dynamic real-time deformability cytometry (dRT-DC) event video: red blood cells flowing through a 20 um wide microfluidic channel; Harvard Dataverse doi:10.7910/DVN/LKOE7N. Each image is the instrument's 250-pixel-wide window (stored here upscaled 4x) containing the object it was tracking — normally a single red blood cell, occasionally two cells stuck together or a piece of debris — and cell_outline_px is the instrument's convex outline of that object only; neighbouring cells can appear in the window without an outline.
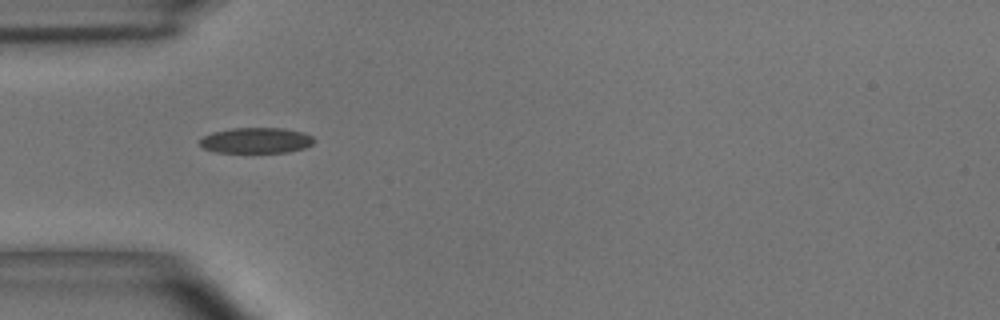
{"species": "common noctule bat (a hibernating species)", "species_latin": "Nyctalus noctula", "temperature_condition": "room temperature", "stored_images_in_passage": 23, "camera_frame_rate_fps": 3000, "um_per_image_px": 0.085, "animal": {"sex": "male", "body_mass_g": 15.6}, "frame": {"image": 1, "passage_image": 4, "time_ms": 1.0, "image_size_px": [1000, 320], "cell_outline_px": [[316, 140], [312, 144], [304, 148], [288, 152], [216, 152], [204, 148], [200, 144], [200, 140], [204, 136], [212, 132], [232, 128], [284, 128], [304, 132], [312, 136]], "centroid_in_image_um": [21.81, 11.93], "position_along_channel_um": 63.2, "area_um2": 17.05}}
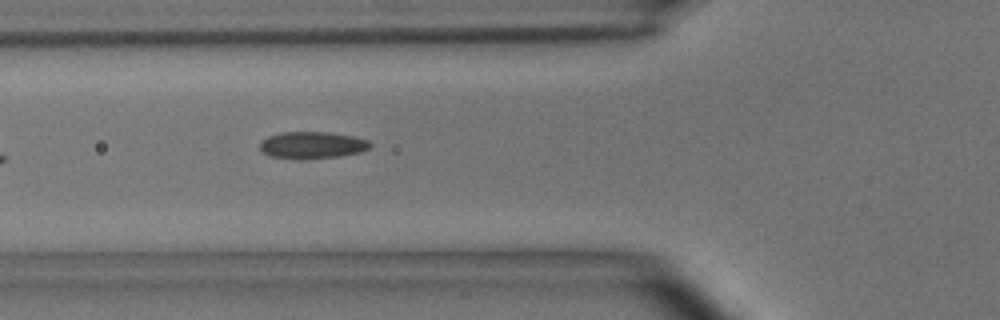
{"frame": {"image": 2, "passage_image": 7, "time_ms": 2.0, "image_size_px": [1000, 320], "cell_outline_px": [[372, 144], [368, 148], [360, 152], [340, 156], [300, 160], [296, 160], [268, 156], [260, 152], [260, 140], [268, 136], [280, 132], [328, 132], [352, 136], [368, 140]], "centroid_in_image_um": [26.46, 12.35], "position_along_channel_um": 99.3, "area_um2": 17.63}}